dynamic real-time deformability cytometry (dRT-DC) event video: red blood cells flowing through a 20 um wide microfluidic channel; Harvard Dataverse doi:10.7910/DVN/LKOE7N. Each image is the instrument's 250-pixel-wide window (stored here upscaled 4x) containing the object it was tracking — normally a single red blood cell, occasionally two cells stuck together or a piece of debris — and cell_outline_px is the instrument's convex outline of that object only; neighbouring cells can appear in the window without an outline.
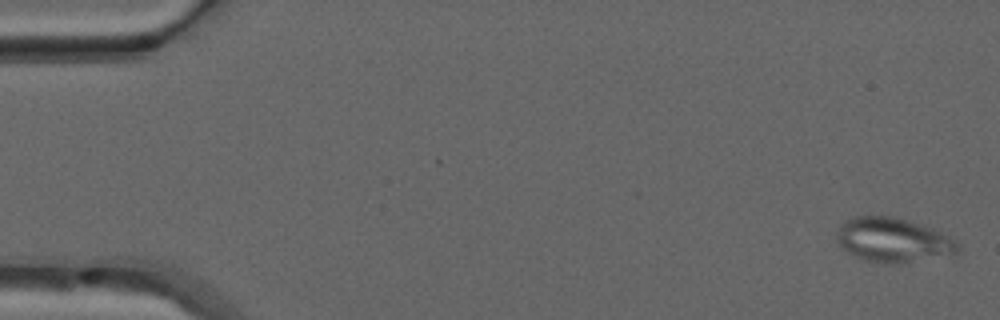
{"species": "common noctule bat (a hibernating species)", "species_latin": "Nyctalus noctula", "temperature_condition": "warm", "stored_images_in_passage": 52, "camera_frame_rate_fps": 3000, "um_per_image_px": 0.085, "animal": {"sex": "male", "forearm_length_mm": 52.5}, "frame": {"image": 1, "passage_image": 2, "time_ms": 0.333, "image_size_px": [1000, 320], "cell_outline_px": [[960, 252], [956, 256], [888, 264], [884, 264], [864, 260], [848, 252], [836, 240], [836, 232], [840, 224], [856, 216], [888, 216], [940, 228], [956, 240], [960, 248]], "centroid_in_image_um": [76.02, 20.41], "position_along_channel_um": 9.0, "area_um2": 32.02}}
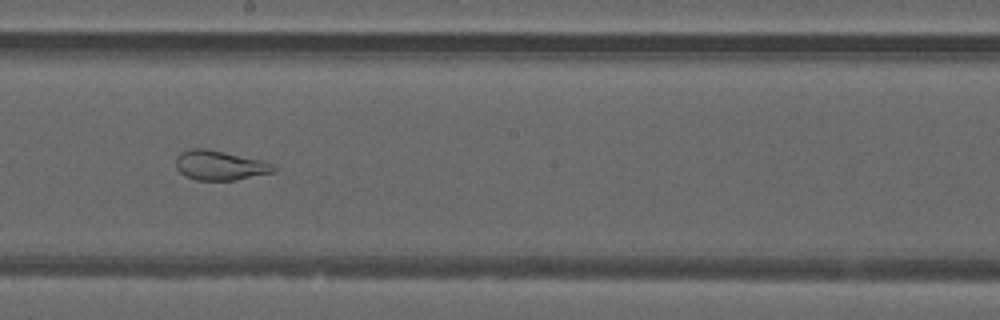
{"frame": {"image": 2, "passage_image": 29, "time_ms": 9.333, "image_size_px": [1000, 320], "cell_outline_px": [[276, 172], [236, 180], [196, 180], [184, 176], [176, 168], [176, 156], [180, 152], [192, 148], [208, 148], [264, 160], [272, 164], [276, 168]], "centroid_in_image_um": [18.69, 14.05], "position_along_channel_um": 229.5, "area_um2": 17.22}}
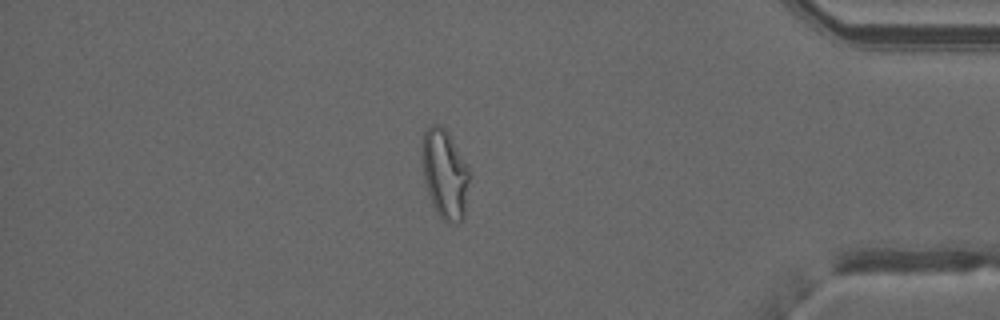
{"frame": {"image": 3, "passage_image": 44, "time_ms": 14.333, "image_size_px": [1000, 320], "cell_outline_px": [[472, 172], [464, 216], [460, 220], [452, 224], [444, 220], [436, 212], [432, 204], [424, 180], [420, 156], [420, 148], [424, 132], [432, 124], [440, 124], [448, 132]], "centroid_in_image_um": [37.82, 14.76], "position_along_channel_um": 397.4, "area_um2": 25.26}, "authors_computed_cell_mechanics": {"area_um2": 25.6632, "velocity_mm_per_s": 4.0351, "shape_relaxation_time_tau1_ms": null, "shape_relaxation_time_tau2_ms": 1.1547, "deformation_change_tau1": null, "deformation_change_tau2": 0.0717}}